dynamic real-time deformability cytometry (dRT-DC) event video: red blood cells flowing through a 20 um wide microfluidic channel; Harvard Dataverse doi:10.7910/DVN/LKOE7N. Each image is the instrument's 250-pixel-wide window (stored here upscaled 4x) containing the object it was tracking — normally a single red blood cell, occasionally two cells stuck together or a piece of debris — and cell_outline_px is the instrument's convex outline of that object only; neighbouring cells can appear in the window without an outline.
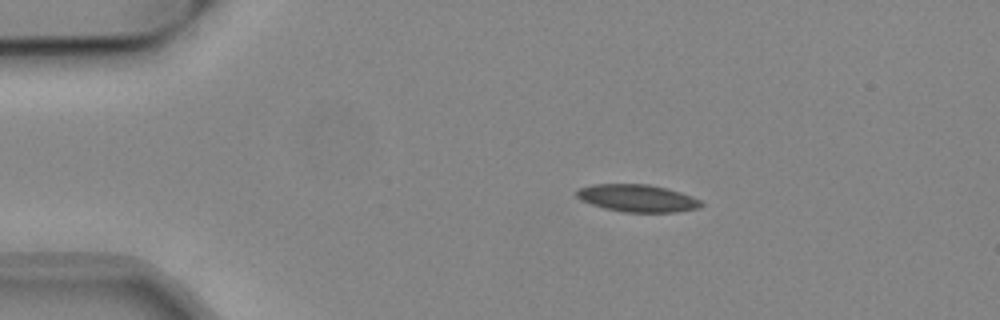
{"species": "common noctule bat (a hibernating species)", "species_latin": "Nyctalus noctula", "temperature_condition": "cold", "stored_images_in_passage": 29, "camera_frame_rate_fps": 3000, "um_per_image_px": 0.085, "animal": {"sex": "male", "body_mass_g": 19.2, "forearm_length_mm": 51.8}, "frame": {"image": 1, "passage_image": 1, "time_ms": 0.0, "image_size_px": [1000, 320], "cell_outline_px": [[704, 204], [696, 208], [676, 212], [624, 212], [604, 208], [580, 200], [576, 196], [576, 192], [580, 188], [592, 184], [648, 184], [668, 188], [692, 196], [700, 200]], "centroid_in_image_um": [54.17, 16.84], "position_along_channel_um": 30.8, "area_um2": 19.83}}
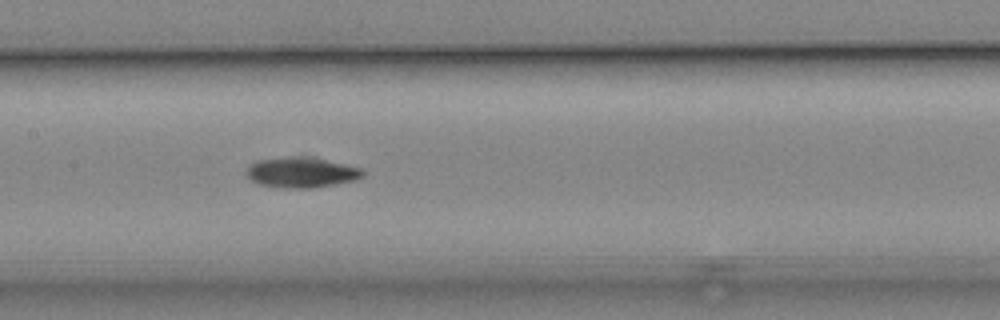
{"frame": {"image": 2, "passage_image": 17, "time_ms": 5.333, "image_size_px": [1000, 320], "cell_outline_px": [[364, 176], [356, 180], [308, 188], [276, 188], [256, 184], [248, 180], [244, 176], [244, 172], [248, 164], [256, 160], [288, 156], [308, 156], [364, 168]], "centroid_in_image_um": [25.52, 14.65], "position_along_channel_um": 181.9, "area_um2": 21.27}}
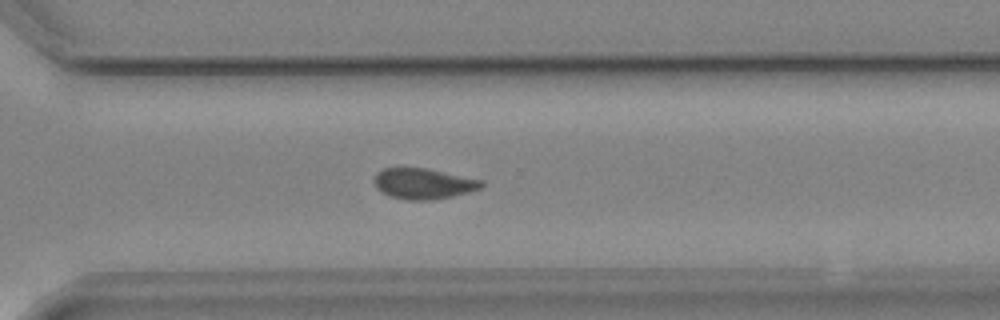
{"frame": {"image": 3, "passage_image": 29, "time_ms": 9.333, "image_size_px": [1000, 320], "cell_outline_px": [[484, 184], [480, 188], [468, 192], [452, 196], [428, 200], [404, 200], [388, 196], [380, 192], [376, 188], [372, 180], [372, 176], [380, 168], [396, 164], [404, 164], [428, 168], [484, 180]], "centroid_in_image_um": [35.85, 15.54], "position_along_channel_um": 334.7, "area_um2": 20.4}}